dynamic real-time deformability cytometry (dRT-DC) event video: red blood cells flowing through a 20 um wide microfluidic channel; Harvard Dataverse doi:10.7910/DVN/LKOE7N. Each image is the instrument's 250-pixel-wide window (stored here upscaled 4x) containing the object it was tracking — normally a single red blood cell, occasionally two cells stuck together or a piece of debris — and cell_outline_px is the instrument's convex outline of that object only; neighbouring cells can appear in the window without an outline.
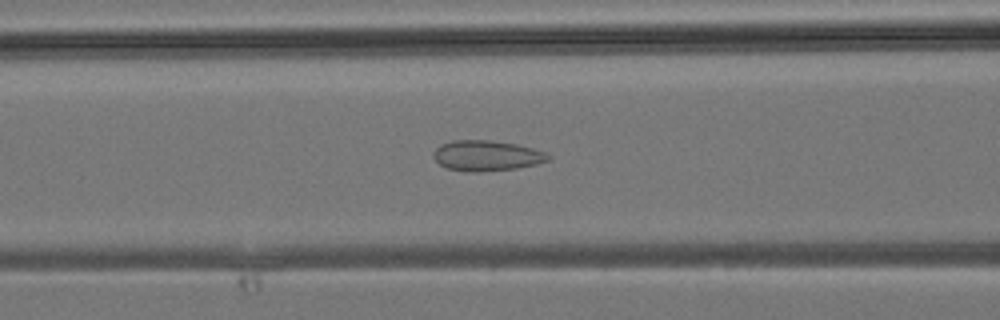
{"species": "common noctule bat (a hibernating species)", "species_latin": "Nyctalus noctula", "temperature_condition": "room temperature", "stored_images_in_passage": 25, "camera_frame_rate_fps": 3000, "um_per_image_px": 0.085, "animal": {"sex": "male", "body_mass_g": 19.2, "forearm_length_mm": 51.8}, "frame": {"image": 1, "passage_image": 4, "time_ms": 1.0, "image_size_px": [1000, 320], "cell_outline_px": [[552, 156], [548, 160], [536, 164], [516, 168], [476, 172], [472, 172], [448, 168], [440, 164], [432, 156], [432, 152], [440, 144], [452, 140], [488, 140], [516, 144], [548, 152]], "centroid_in_image_um": [41.36, 13.22], "position_along_channel_um": 125.2, "area_um2": 20.35}}
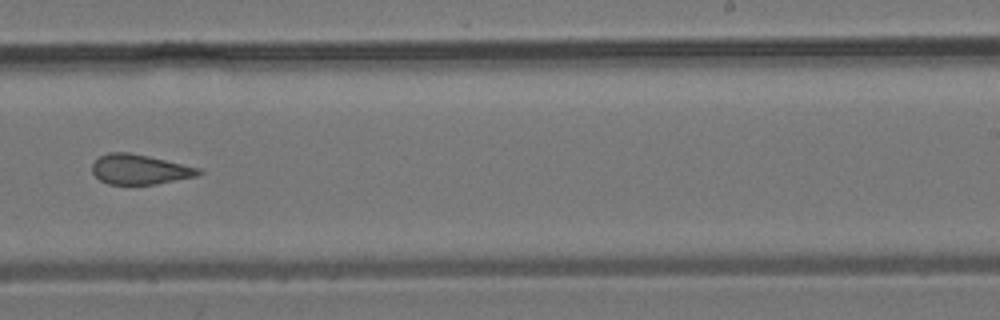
{"frame": {"image": 2, "passage_image": 12, "time_ms": 3.667, "image_size_px": [1000, 320], "cell_outline_px": [[204, 172], [196, 176], [156, 184], [108, 184], [100, 180], [92, 172], [92, 164], [100, 156], [108, 152], [128, 152], [148, 156], [200, 168]], "centroid_in_image_um": [11.87, 14.4], "position_along_channel_um": 277.1, "area_um2": 18.44}}
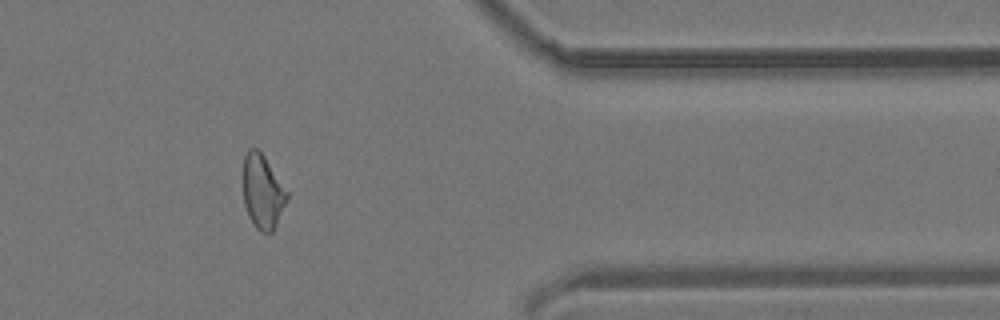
{"frame": {"image": 3, "passage_image": 19, "time_ms": 6.0, "image_size_px": [1000, 320], "cell_outline_px": [[288, 200], [272, 232], [260, 232], [256, 228], [248, 216], [244, 204], [244, 156], [248, 148], [256, 148], [264, 156], [288, 192]], "centroid_in_image_um": [22.32, 16.3], "position_along_channel_um": 389.1, "area_um2": 18.73}}